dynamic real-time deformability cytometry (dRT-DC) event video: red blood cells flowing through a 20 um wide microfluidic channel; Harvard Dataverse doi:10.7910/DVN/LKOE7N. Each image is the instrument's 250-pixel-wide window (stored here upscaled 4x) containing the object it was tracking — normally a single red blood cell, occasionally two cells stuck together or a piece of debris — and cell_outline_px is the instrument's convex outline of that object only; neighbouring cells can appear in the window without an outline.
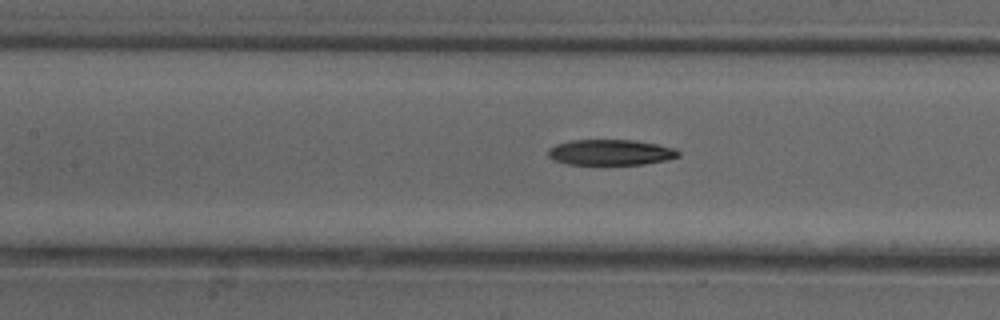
{"species": "common noctule bat (a hibernating species)", "species_latin": "Nyctalus noctula", "temperature_condition": "cold", "stored_images_in_passage": 6, "camera_frame_rate_fps": 3000, "um_per_image_px": 0.085, "animal": {"sex": "female"}, "frame": {"image": 1, "passage_image": 6, "time_ms": 1.667, "image_size_px": [1000, 320], "cell_outline_px": [[680, 156], [668, 160], [644, 164], [568, 164], [552, 160], [548, 156], [548, 148], [556, 144], [568, 140], [636, 140], [676, 148], [680, 152]], "centroid_in_image_um": [51.9, 12.94], "position_along_channel_um": 155.5, "area_um2": 19.65}}